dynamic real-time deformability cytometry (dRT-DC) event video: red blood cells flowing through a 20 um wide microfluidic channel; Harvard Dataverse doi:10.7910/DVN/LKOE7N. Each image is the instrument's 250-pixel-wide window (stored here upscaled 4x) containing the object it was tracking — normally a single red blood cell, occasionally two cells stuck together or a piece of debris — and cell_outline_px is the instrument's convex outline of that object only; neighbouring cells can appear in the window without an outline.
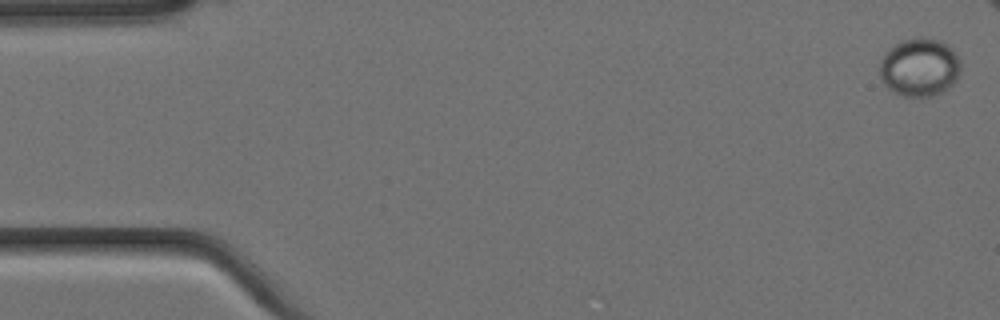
{"species": "Egyptian fruit bat (a non-hibernating species)", "species_latin": "Rousettus aegyptiacus", "temperature_condition": "cold", "stored_images_in_passage": 10, "segment_of_instrument_passage": [1, 2], "camera_frame_rate_fps": 3000, "um_per_image_px": 0.085, "animal": {"sex": "female"}, "frame": {"image": 1, "passage_image": 1, "time_ms": 0.0, "image_size_px": [1000, 320], "cell_outline_px": [[960, 68], [956, 80], [944, 92], [932, 96], [904, 96], [892, 92], [880, 80], [880, 60], [884, 52], [888, 48], [900, 40], [920, 36], [940, 40], [952, 48], [956, 52], [960, 60]], "centroid_in_image_um": [78.14, 5.7], "position_along_channel_um": 6.9, "area_um2": 28.03}}
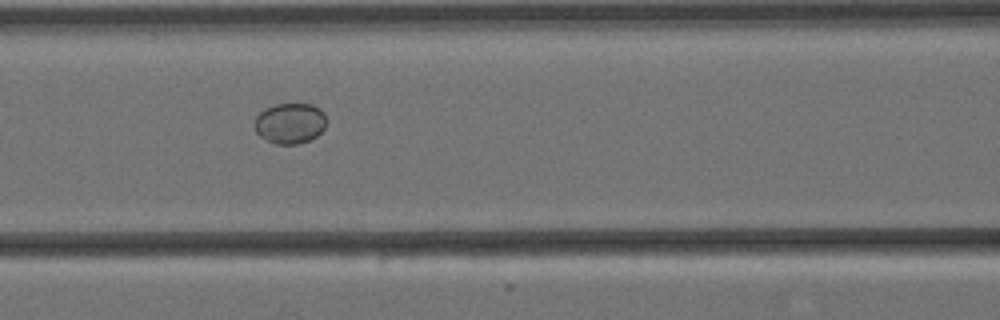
{"frame": {"image": 2, "passage_image": 7, "time_ms": 2.0, "image_size_px": [1000, 320], "cell_outline_px": [[324, 128], [316, 136], [308, 140], [296, 144], [276, 144], [260, 136], [256, 132], [256, 116], [264, 108], [276, 104], [312, 104], [320, 108], [324, 112]], "centroid_in_image_um": [24.64, 10.46], "position_along_channel_um": 142.0, "area_um2": 16.76}}
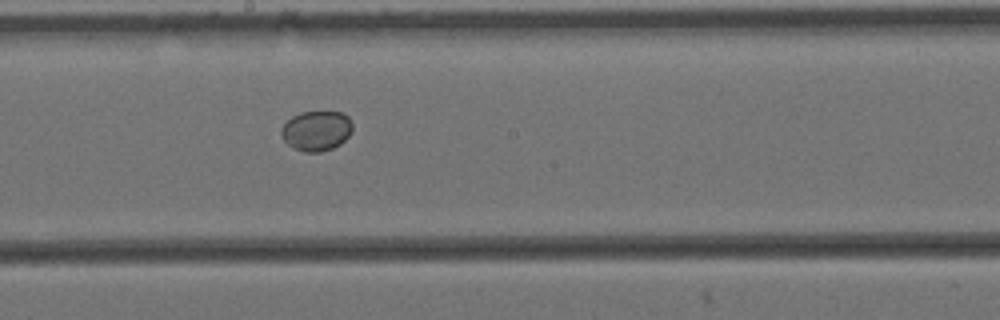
{"frame": {"image": 3, "passage_image": 9, "time_ms": 2.667, "image_size_px": [1000, 320], "cell_outline_px": [[352, 132], [340, 144], [332, 148], [320, 152], [304, 152], [292, 148], [280, 136], [280, 128], [292, 116], [300, 112], [344, 112], [348, 116], [352, 124]], "centroid_in_image_um": [26.88, 11.11], "position_along_channel_um": 221.3, "area_um2": 16.76}}